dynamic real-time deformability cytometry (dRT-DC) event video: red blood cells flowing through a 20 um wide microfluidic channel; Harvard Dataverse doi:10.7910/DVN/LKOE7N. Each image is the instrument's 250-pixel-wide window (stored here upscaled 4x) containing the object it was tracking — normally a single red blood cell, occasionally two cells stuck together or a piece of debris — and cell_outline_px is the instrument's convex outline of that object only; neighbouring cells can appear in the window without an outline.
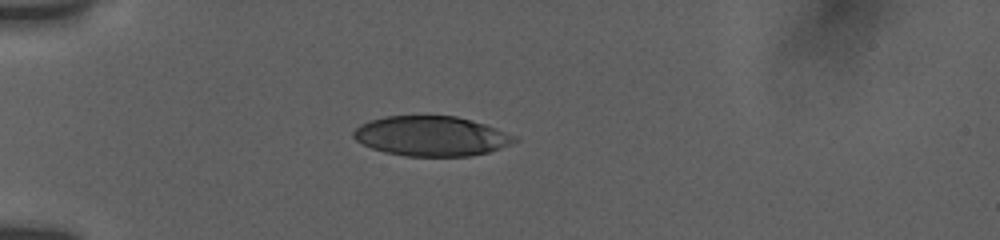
{"species": "human", "species_latin": "Homo sapiens", "temperature_condition": "room temperature", "stored_images_in_passage": 18, "camera_frame_rate_fps": 3000, "um_per_image_px": 0.085, "donor": {"sex": "female"}, "frame": {"image": 1, "passage_image": 13, "time_ms": 5.0, "image_size_px": [1000, 240], "cell_outline_px": [[520, 140], [512, 144], [488, 152], [472, 156], [404, 156], [384, 152], [372, 148], [356, 140], [352, 136], [352, 132], [360, 124], [368, 120], [384, 116], [456, 116], [484, 124], [496, 128], [516, 136]], "centroid_in_image_um": [36.65, 11.57], "position_along_channel_um": 48.3, "area_um2": 37.51}}
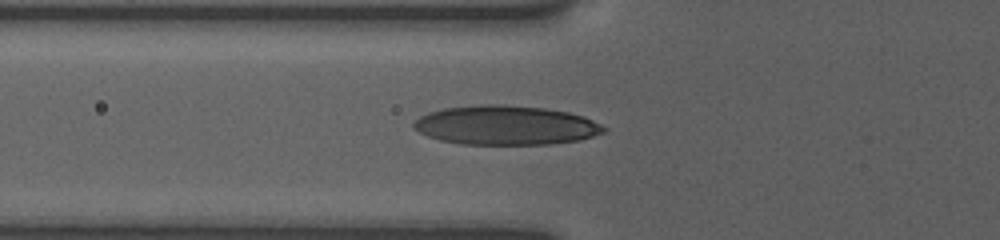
{"frame": {"image": 2, "passage_image": 18, "time_ms": 6.667, "image_size_px": [1000, 240], "cell_outline_px": [[608, 128], [604, 132], [580, 140], [552, 144], [460, 144], [440, 140], [428, 136], [412, 128], [412, 124], [420, 116], [428, 112], [444, 108], [480, 104], [504, 104], [544, 108], [568, 112], [584, 116]], "centroid_in_image_um": [42.98, 10.64], "position_along_channel_um": 82.8, "area_um2": 43.64}}